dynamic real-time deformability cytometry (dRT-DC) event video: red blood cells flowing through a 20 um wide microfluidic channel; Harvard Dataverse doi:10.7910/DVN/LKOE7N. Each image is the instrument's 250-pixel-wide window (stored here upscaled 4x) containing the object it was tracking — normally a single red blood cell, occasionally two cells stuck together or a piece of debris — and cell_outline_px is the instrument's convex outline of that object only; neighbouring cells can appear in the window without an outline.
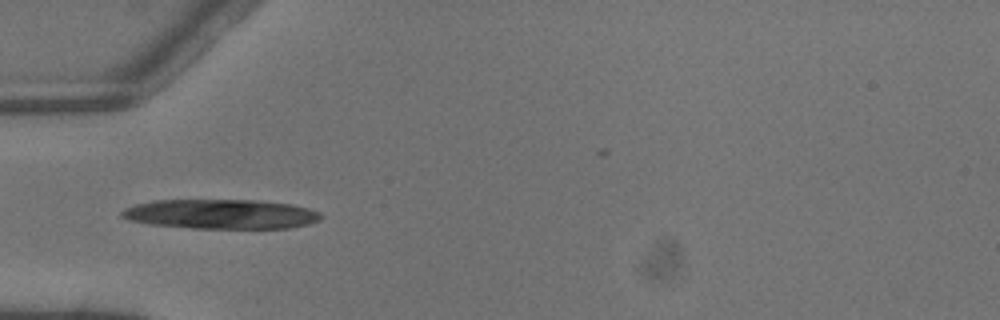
{"species": "common noctule bat (a hibernating species)", "species_latin": "Nyctalus noctula", "temperature_condition": "warm", "stored_images_in_passage": 6, "camera_frame_rate_fps": 3000, "um_per_image_px": 0.085, "animal": {"sex": "male", "body_mass_g": 13.3}, "frame": {"image": 1, "passage_image": 5, "time_ms": 1.333, "image_size_px": [1000, 320], "cell_outline_px": [[324, 216], [320, 220], [308, 224], [288, 228], [192, 228], [148, 224], [128, 220], [120, 216], [120, 212], [124, 208], [136, 204], [152, 200], [256, 200], [292, 204], [308, 208], [320, 212]], "centroid_in_image_um": [18.77, 18.19], "position_along_channel_um": 66.2, "area_um2": 34.56}}